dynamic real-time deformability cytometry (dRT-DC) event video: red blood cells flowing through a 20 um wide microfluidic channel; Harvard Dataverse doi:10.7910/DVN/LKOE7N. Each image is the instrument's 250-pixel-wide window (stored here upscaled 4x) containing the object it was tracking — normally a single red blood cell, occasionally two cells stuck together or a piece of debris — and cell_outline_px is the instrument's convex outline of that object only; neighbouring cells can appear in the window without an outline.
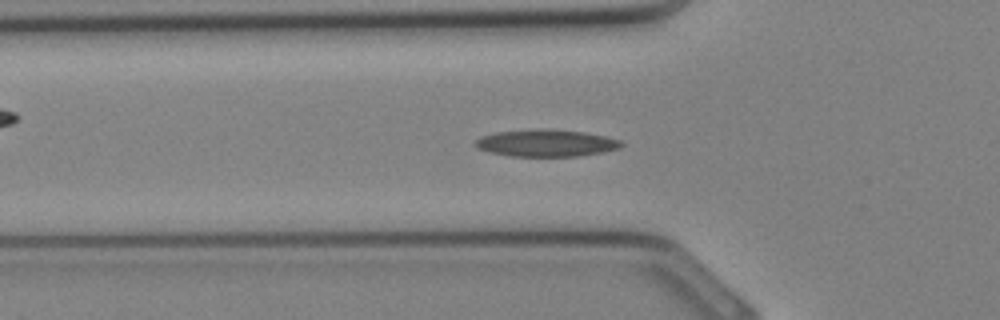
{"species": "Egyptian fruit bat (a non-hibernating species)", "species_latin": "Rousettus aegyptiacus", "temperature_condition": "cold", "stored_images_in_passage": 11, "camera_frame_rate_fps": 3000, "um_per_image_px": 0.085, "animal": {"sex": "female"}, "frame": {"image": 1, "passage_image": 10, "time_ms": 3.0, "image_size_px": [1000, 320], "cell_outline_px": [[624, 144], [620, 148], [580, 156], [512, 156], [492, 152], [476, 148], [476, 140], [480, 136], [496, 132], [540, 128], [584, 132], [604, 136], [620, 140]], "centroid_in_image_um": [46.42, 12.15], "position_along_channel_um": 79.4, "area_um2": 22.83}}